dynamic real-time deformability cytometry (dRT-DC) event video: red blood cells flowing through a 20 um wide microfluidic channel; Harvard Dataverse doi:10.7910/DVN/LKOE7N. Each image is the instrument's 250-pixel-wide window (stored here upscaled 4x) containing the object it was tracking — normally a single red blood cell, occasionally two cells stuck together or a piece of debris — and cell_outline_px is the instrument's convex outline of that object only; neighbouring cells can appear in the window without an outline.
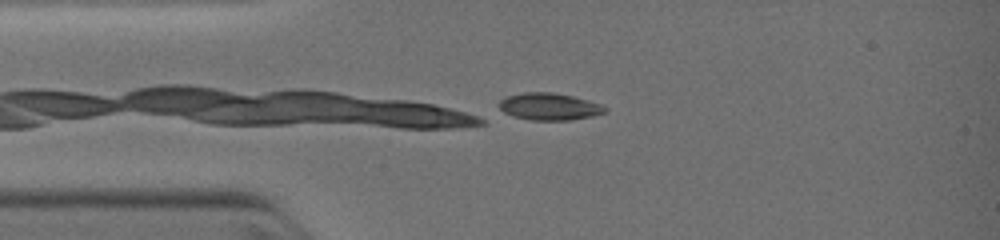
{"species": "common noctule bat (a hibernating species)", "species_latin": "Nyctalus noctula", "temperature_condition": "warm", "stored_images_in_passage": 4, "camera_frame_rate_fps": 3000, "um_per_image_px": 0.085, "animal": {"sex": "female", "body_mass_g": 19.0, "forearm_length_mm": 51.5}, "frame": {"image": 1, "passage_image": 4, "time_ms": 2.667, "image_size_px": [1000, 240], "cell_outline_px": [[608, 108], [604, 112], [592, 116], [568, 120], [532, 120], [512, 116], [504, 112], [496, 104], [500, 100], [508, 96], [524, 92], [552, 92], [572, 96], [588, 100], [600, 104]], "centroid_in_image_um": [46.66, 9.05], "position_along_channel_um": 38.3, "area_um2": 16.65}}